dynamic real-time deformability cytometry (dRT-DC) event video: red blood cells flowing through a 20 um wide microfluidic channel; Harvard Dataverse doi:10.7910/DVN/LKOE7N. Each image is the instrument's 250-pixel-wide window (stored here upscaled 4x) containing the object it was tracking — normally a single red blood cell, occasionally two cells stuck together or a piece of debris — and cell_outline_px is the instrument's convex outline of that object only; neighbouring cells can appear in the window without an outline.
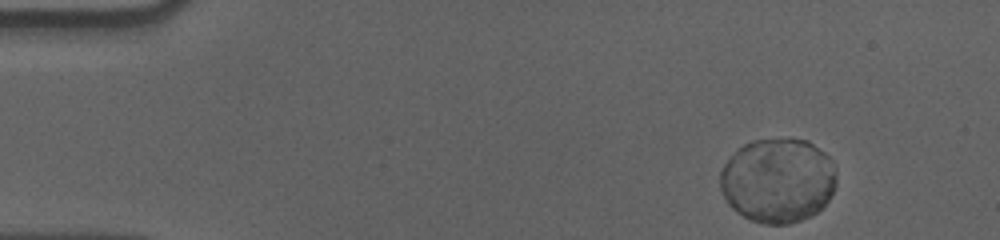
{"species": "human", "species_latin": "Homo sapiens", "temperature_condition": "cold", "stored_images_in_passage": 53, "camera_frame_rate_fps": 3000, "um_per_image_px": 0.085, "donor": {"sex": "male"}, "frame": {"image": 1, "passage_image": 1, "time_ms": 0.0, "image_size_px": [1000, 240], "cell_outline_px": [[836, 184], [828, 200], [812, 216], [788, 224], [764, 224], [752, 220], [736, 212], [728, 204], [720, 188], [720, 172], [724, 164], [744, 144], [752, 140], [808, 140], [824, 152], [828, 156], [836, 172]], "centroid_in_image_um": [66.11, 15.35], "position_along_channel_um": 18.9, "area_um2": 56.93}}
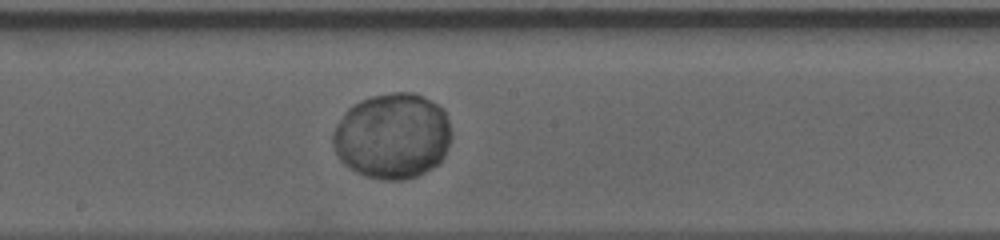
{"frame": {"image": 2, "passage_image": 27, "time_ms": 8.667, "image_size_px": [1000, 240], "cell_outline_px": [[452, 132], [444, 156], [440, 164], [416, 176], [404, 180], [384, 180], [364, 176], [348, 168], [344, 164], [336, 152], [332, 140], [332, 132], [336, 124], [348, 108], [352, 104], [372, 96], [392, 92], [412, 92], [436, 104], [444, 112], [448, 120]], "centroid_in_image_um": [33.34, 11.58], "position_along_channel_um": 214.9, "area_um2": 59.25}}
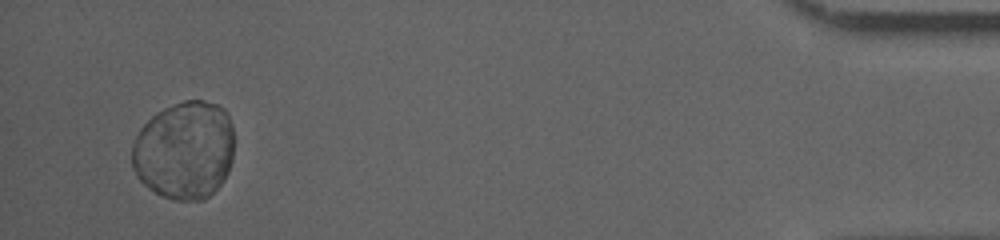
{"frame": {"image": 3, "passage_image": 51, "time_ms": 16.667, "image_size_px": [1000, 240], "cell_outline_px": [[232, 160], [228, 172], [224, 180], [204, 200], [176, 200], [160, 196], [148, 188], [136, 176], [132, 168], [132, 144], [140, 128], [156, 112], [164, 108], [184, 100], [204, 100], [216, 104], [224, 108], [228, 112], [232, 124]], "centroid_in_image_um": [15.67, 12.77], "position_along_channel_um": 419.5, "area_um2": 58.96}}